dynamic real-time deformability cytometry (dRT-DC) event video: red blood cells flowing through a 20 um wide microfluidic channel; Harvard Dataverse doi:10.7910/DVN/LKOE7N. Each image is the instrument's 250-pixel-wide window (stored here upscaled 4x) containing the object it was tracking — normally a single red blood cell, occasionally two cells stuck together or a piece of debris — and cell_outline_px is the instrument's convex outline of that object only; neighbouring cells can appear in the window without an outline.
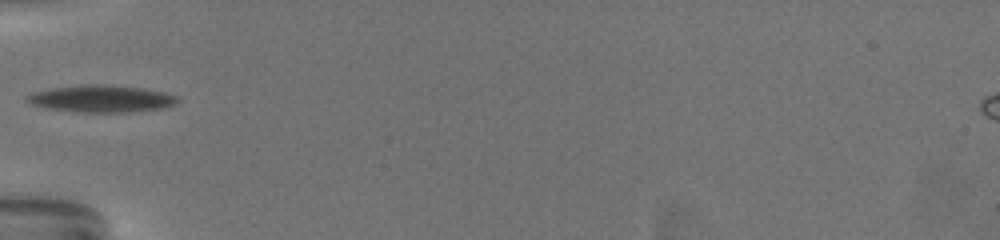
{"species": "common noctule bat (a hibernating species)", "species_latin": "Nyctalus noctula", "temperature_condition": "warm", "stored_images_in_passage": 40, "camera_frame_rate_fps": 3000, "um_per_image_px": 0.085, "animal": {"sex": "female", "body_mass_g": 19.5, "forearm_length_mm": 54.1}, "frame": {"image": 1, "passage_image": 1, "time_ms": 0.0, "image_size_px": [1000, 240], "cell_outline_px": [[176, 104], [164, 108], [132, 112], [72, 112], [44, 108], [32, 104], [28, 100], [28, 96], [36, 92], [56, 88], [140, 88], [160, 92], [176, 96]], "centroid_in_image_um": [8.65, 8.48], "position_along_channel_um": 76.3, "area_um2": 21.85}}
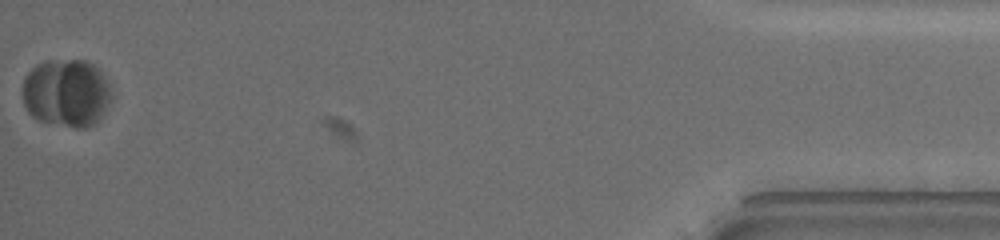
{"frame": {"image": 2, "passage_image": 40, "time_ms": 13.0, "image_size_px": [1000, 240], "cell_outline_px": [[112, 96], [100, 120], [96, 124], [88, 128], [76, 128], [48, 124], [36, 120], [28, 112], [24, 104], [24, 76], [36, 64], [48, 60], [84, 60], [92, 64], [100, 72], [108, 84]], "centroid_in_image_um": [5.64, 7.94], "position_along_channel_um": 429.6, "area_um2": 35.49}, "authors_computed_cell_mechanics": {"area_um2": 23.5824, "velocity_mm_per_s": 3.3281, "shape_relaxation_time_tau1_ms": 3.5789, "shape_relaxation_time_tau2_ms": 1.7928, "deformation_change_tau1": 0.0913, "deformation_change_tau2": 0.0493}}